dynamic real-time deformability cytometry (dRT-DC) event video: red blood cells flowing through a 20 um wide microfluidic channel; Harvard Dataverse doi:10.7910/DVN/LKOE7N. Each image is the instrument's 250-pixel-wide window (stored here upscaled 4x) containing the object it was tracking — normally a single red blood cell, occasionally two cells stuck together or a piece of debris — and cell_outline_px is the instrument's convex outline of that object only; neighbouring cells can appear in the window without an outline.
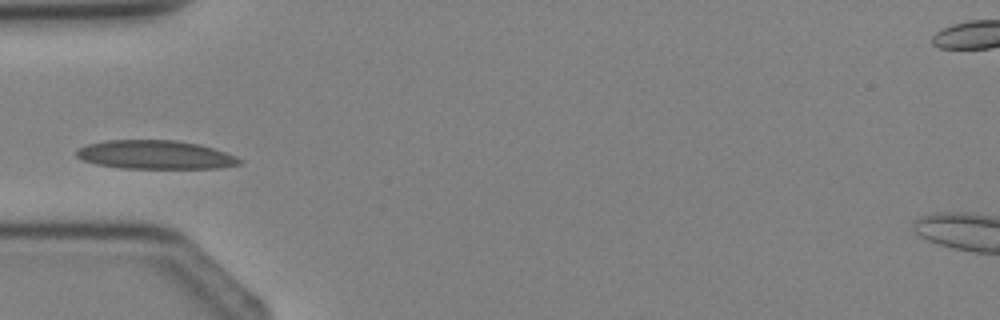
{"species": "Egyptian fruit bat (a non-hibernating species)", "species_latin": "Rousettus aegyptiacus", "temperature_condition": "cold", "stored_images_in_passage": 5, "camera_frame_rate_fps": 3000, "um_per_image_px": 0.085, "animal": {"sex": "female"}, "frame": {"image": 1, "passage_image": 5, "time_ms": 4.667, "image_size_px": [1000, 320], "cell_outline_px": [[244, 160], [240, 164], [220, 168], [120, 168], [96, 164], [84, 160], [76, 156], [76, 148], [88, 144], [104, 140], [176, 140], [200, 144], [236, 156]], "centroid_in_image_um": [13.19, 13.15], "position_along_channel_um": 71.8, "area_um2": 27.34}}